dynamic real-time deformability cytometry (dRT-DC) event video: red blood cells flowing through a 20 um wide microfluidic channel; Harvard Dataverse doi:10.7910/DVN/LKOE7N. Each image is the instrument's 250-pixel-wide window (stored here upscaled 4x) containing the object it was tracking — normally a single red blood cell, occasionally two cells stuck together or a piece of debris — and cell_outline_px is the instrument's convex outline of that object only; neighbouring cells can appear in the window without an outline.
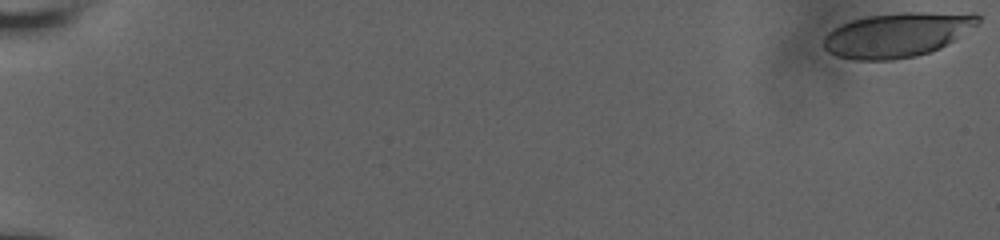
{"species": "human", "species_latin": "Homo sapiens", "temperature_condition": "room temperature", "stored_images_in_passage": 77, "camera_frame_rate_fps": 3000, "um_per_image_px": 0.085, "donor": {"sex": "male"}, "frame": {"image": 1, "passage_image": 1, "time_ms": 0.0, "image_size_px": [1000, 240], "cell_outline_px": [[980, 20], [976, 24], [940, 48], [916, 56], [892, 60], [856, 60], [836, 56], [828, 52], [820, 44], [824, 36], [828, 32], [840, 24], [852, 20], [868, 16], [900, 12], [976, 12], [980, 16]], "centroid_in_image_um": [76.22, 2.94], "position_along_channel_um": 8.8, "area_um2": 40.17}}
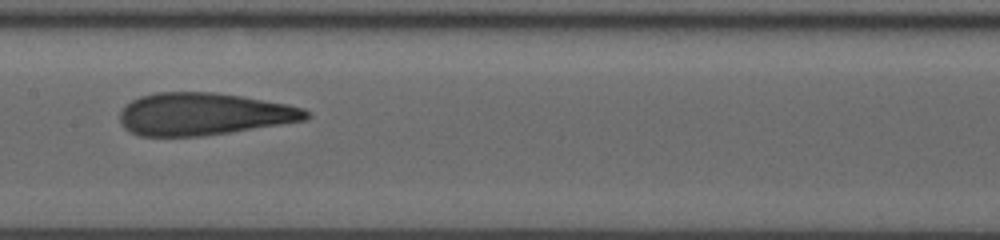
{"frame": {"image": 2, "passage_image": 45, "time_ms": 10.667, "image_size_px": [1000, 240], "cell_outline_px": [[312, 116], [308, 120], [228, 132], [200, 136], [140, 136], [124, 128], [120, 120], [120, 112], [132, 100], [140, 96], [156, 92], [212, 92], [240, 96], [288, 104], [304, 108], [312, 112]], "centroid_in_image_um": [17.35, 9.69], "position_along_channel_um": 190.1, "area_um2": 45.89}}
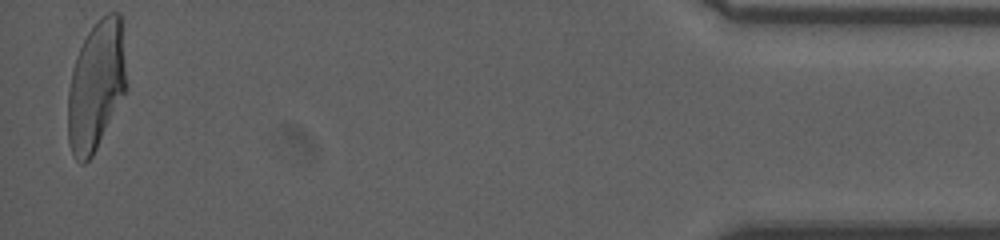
{"frame": {"image": 3, "passage_image": 77, "time_ms": 19.0, "image_size_px": [1000, 240], "cell_outline_px": [[128, 84], [92, 156], [84, 164], [80, 164], [76, 160], [68, 144], [68, 88], [72, 68], [76, 56], [88, 32], [108, 12], [120, 12]], "centroid_in_image_um": [8.16, 7.28], "position_along_channel_um": 427.0, "area_um2": 43.81}, "authors_computed_cell_mechanics": {"area_um2": 44.5638, "velocity_mm_per_s": 3.765, "shape_relaxation_time_tau1_ms": 8.2752, "shape_relaxation_time_tau2_ms": 1.3489, "deformation_change_tau1": 0.2725, "deformation_change_tau2": 0.1127}}